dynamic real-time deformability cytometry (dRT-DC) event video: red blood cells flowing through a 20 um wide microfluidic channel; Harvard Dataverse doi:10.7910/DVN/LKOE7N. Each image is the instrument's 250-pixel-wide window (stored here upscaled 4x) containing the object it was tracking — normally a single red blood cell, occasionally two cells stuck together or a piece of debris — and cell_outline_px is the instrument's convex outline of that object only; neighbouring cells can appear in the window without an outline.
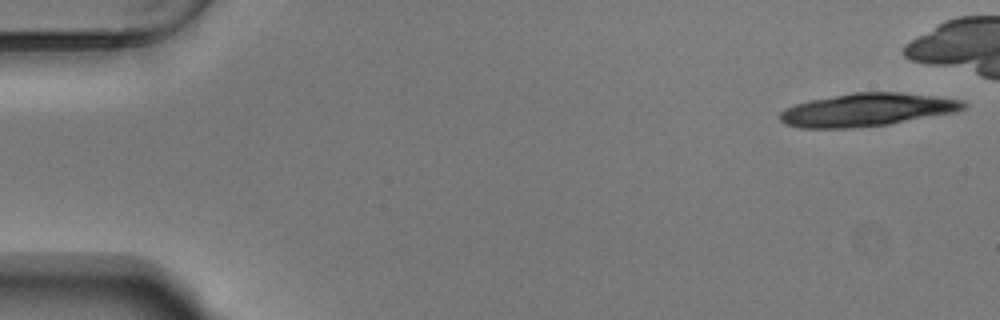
{"species": "Egyptian fruit bat (a non-hibernating species)", "species_latin": "Rousettus aegyptiacus", "temperature_condition": "warm", "stored_images_in_passage": 17, "camera_frame_rate_fps": 3000, "um_per_image_px": 0.085, "animal": {"sex": "male"}, "frame": {"image": 1, "passage_image": 1, "time_ms": 0.0, "image_size_px": [1000, 320], "cell_outline_px": [[968, 104], [964, 108], [956, 112], [888, 124], [852, 128], [800, 128], [784, 124], [780, 120], [780, 112], [784, 108], [808, 100], [852, 92], [904, 92], [936, 96], [960, 100]], "centroid_in_image_um": [73.67, 9.32], "position_along_channel_um": 11.3, "area_um2": 35.43}}